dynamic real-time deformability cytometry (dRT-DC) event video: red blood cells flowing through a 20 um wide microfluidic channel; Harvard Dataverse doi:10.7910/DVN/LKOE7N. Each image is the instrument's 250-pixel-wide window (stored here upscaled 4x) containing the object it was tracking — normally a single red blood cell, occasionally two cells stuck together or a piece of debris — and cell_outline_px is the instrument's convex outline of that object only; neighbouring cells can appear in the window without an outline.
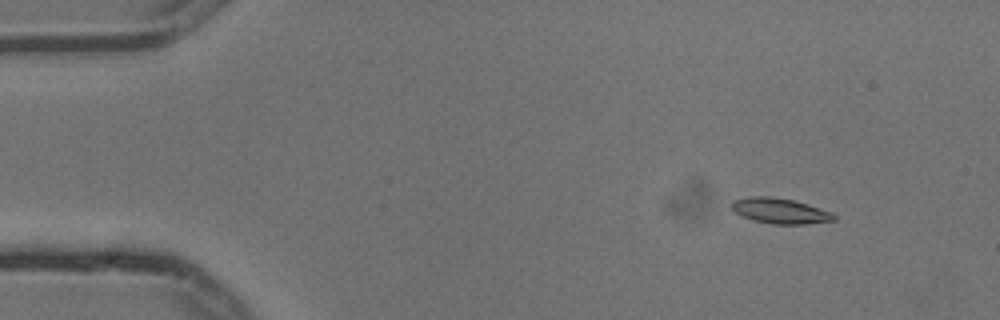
{"species": "common noctule bat (a hibernating species)", "species_latin": "Nyctalus noctula", "temperature_condition": "cold", "stored_images_in_passage": 8, "camera_frame_rate_fps": 3000, "um_per_image_px": 0.085, "animal": {"sex": "male", "body_mass_g": 13.3}, "frame": {"image": 1, "passage_image": 2, "time_ms": 0.333, "image_size_px": [1000, 320], "cell_outline_px": [[836, 220], [804, 224], [772, 224], [752, 220], [736, 212], [732, 208], [732, 200], [752, 196], [772, 196], [796, 200], [832, 212], [836, 216]], "centroid_in_image_um": [66.33, 17.91], "position_along_channel_um": 18.7, "area_um2": 15.2}}
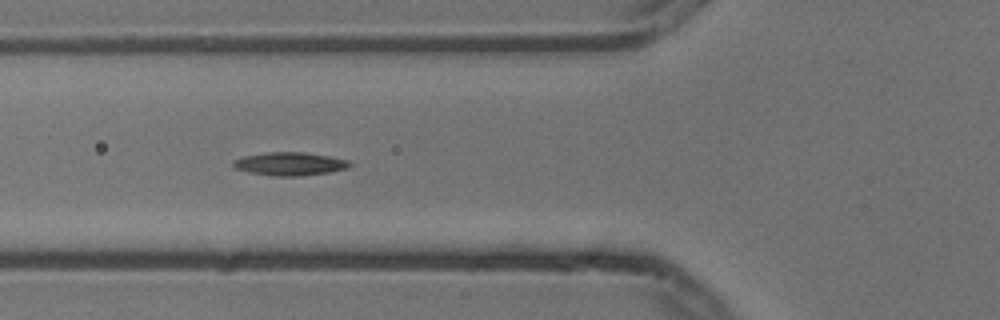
{"frame": {"image": 2, "passage_image": 6, "time_ms": 1.667, "image_size_px": [1000, 320], "cell_outline_px": [[352, 164], [348, 168], [332, 172], [296, 176], [272, 176], [248, 172], [236, 168], [232, 164], [232, 160], [244, 156], [264, 152], [304, 152], [328, 156], [348, 160]], "centroid_in_image_um": [24.62, 13.92], "position_along_channel_um": 101.2, "area_um2": 15.84}}
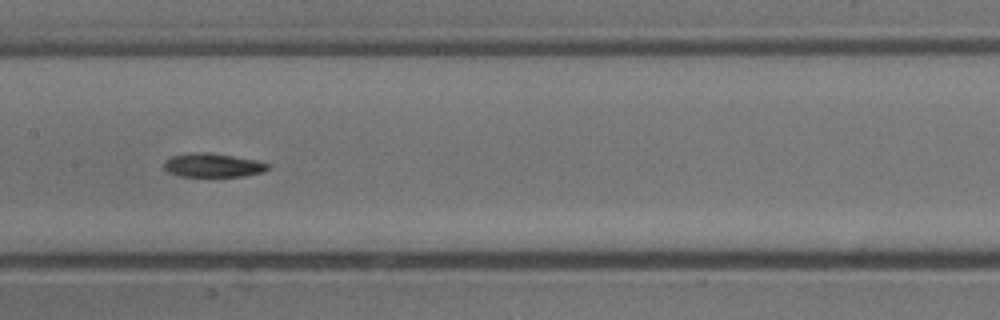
{"frame": {"image": 3, "passage_image": 8, "time_ms": 2.333, "image_size_px": [1000, 320], "cell_outline_px": [[268, 168], [264, 172], [244, 176], [176, 176], [168, 172], [164, 168], [164, 160], [172, 156], [196, 152], [208, 152], [256, 160], [268, 164]], "centroid_in_image_um": [18.06, 14.05], "position_along_channel_um": 189.3, "area_um2": 14.33}}